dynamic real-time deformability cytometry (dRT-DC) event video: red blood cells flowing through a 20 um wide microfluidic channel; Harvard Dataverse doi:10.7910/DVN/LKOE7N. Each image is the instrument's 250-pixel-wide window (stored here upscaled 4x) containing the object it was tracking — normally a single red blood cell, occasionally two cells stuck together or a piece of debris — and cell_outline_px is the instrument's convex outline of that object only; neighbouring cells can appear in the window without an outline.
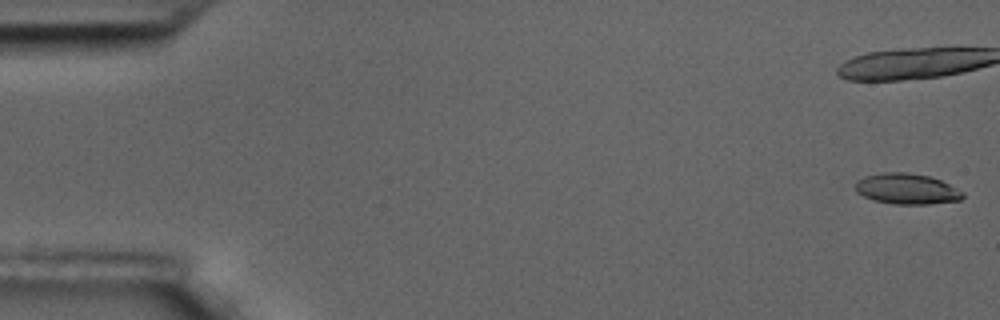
{"species": "common noctule bat (a hibernating species)", "species_latin": "Nyctalus noctula", "temperature_condition": "room temperature", "stored_images_in_passage": 21, "camera_frame_rate_fps": 3000, "um_per_image_px": 0.085, "animal": {"sex": "male", "body_mass_g": 17.5, "forearm_length_mm": 52.3}, "frame": {"image": 1, "passage_image": 1, "time_ms": 0.0, "image_size_px": [1000, 320], "cell_outline_px": [[964, 196], [960, 200], [928, 204], [892, 204], [872, 200], [856, 192], [856, 180], [864, 176], [884, 172], [908, 172], [928, 176], [940, 180], [964, 192]], "centroid_in_image_um": [77.05, 16.05], "position_along_channel_um": 7.9, "area_um2": 19.25}}